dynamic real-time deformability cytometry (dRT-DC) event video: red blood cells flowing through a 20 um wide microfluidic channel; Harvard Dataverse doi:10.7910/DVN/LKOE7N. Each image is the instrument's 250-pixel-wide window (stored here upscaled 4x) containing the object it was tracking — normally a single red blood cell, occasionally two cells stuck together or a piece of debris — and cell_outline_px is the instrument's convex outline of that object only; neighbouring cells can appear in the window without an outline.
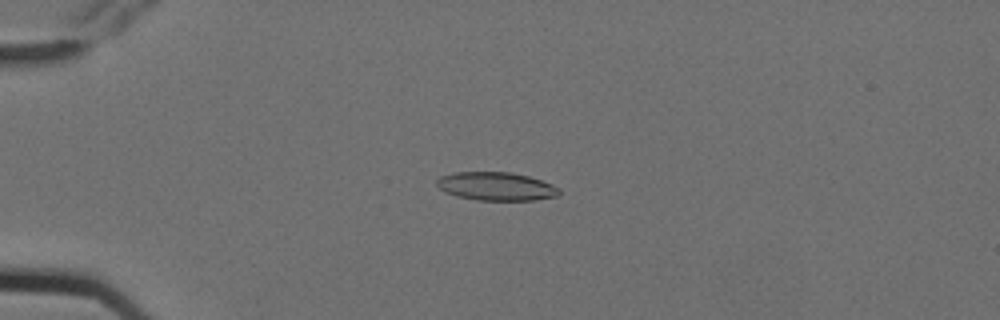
{"species": "Egyptian fruit bat (a non-hibernating species)", "species_latin": "Rousettus aegyptiacus", "temperature_condition": "cold", "stored_images_in_passage": 6, "camera_frame_rate_fps": 3000, "um_per_image_px": 0.085, "animal": {"sex": "female"}, "frame": {"image": 1, "passage_image": 4, "time_ms": 1.0, "image_size_px": [1000, 320], "cell_outline_px": [[560, 192], [556, 196], [532, 200], [476, 200], [456, 196], [444, 192], [436, 184], [436, 180], [440, 176], [456, 172], [508, 172], [528, 176], [552, 184], [560, 188]], "centroid_in_image_um": [42.14, 15.84], "position_along_channel_um": 42.9, "area_um2": 20.17}}
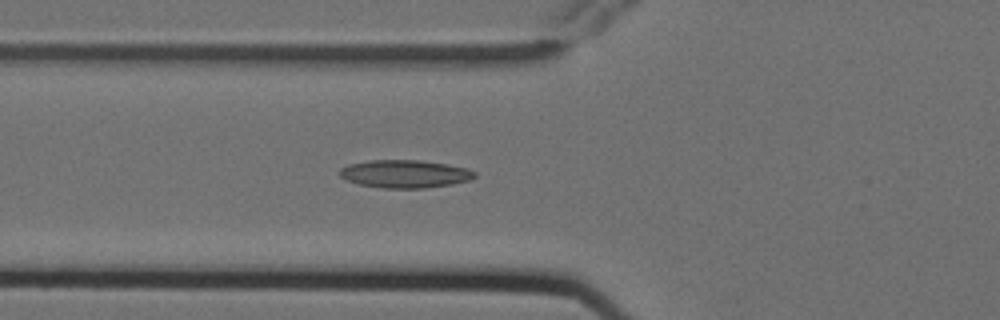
{"frame": {"image": 2, "passage_image": 6, "time_ms": 1.667, "image_size_px": [1000, 320], "cell_outline_px": [[476, 176], [468, 180], [452, 184], [424, 188], [380, 188], [360, 184], [348, 180], [340, 176], [340, 168], [348, 164], [372, 160], [416, 160], [448, 164], [468, 168], [476, 172]], "centroid_in_image_um": [34.43, 14.78], "position_along_channel_um": 91.4, "area_um2": 21.85}}